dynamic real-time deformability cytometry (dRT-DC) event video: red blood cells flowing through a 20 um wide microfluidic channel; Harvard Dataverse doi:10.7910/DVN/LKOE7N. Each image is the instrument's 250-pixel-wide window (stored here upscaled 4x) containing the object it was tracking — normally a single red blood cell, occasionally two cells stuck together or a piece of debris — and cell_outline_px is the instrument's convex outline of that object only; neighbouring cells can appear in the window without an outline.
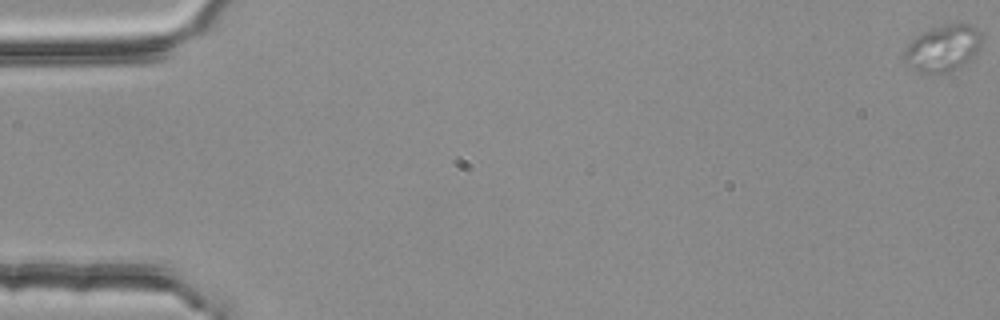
{"species": "common noctule bat (a hibernating species)", "species_latin": "Nyctalus noctula", "temperature_condition": "room temperature", "stored_images_in_passage": 3, "camera_frame_rate_fps": 3000, "um_per_image_px": 0.085, "animal": {"sex": "female", "body_mass_g": 25.1}, "frame": {"image": 1, "passage_image": 3, "time_ms": 0.667, "image_size_px": [1000, 320], "cell_outline_px": [[984, 36], [976, 56], [968, 64], [960, 68], [948, 72], [920, 72], [904, 60], [904, 52], [908, 44], [916, 36], [932, 28], [944, 24], [968, 24], [976, 28]], "centroid_in_image_um": [80.23, 4.1], "position_along_channel_um": 4.8, "area_um2": 21.04}}